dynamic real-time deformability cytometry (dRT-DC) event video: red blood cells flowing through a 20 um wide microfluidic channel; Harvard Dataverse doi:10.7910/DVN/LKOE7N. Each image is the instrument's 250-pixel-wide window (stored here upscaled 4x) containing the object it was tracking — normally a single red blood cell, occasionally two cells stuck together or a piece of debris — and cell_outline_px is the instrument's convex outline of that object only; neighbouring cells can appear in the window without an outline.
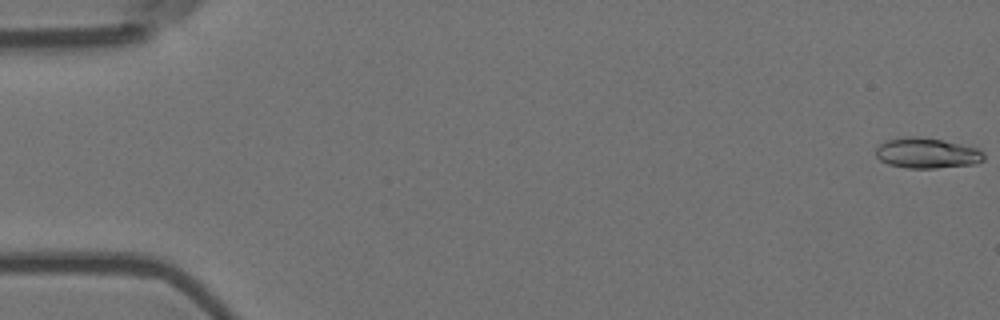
{"species": "Egyptian fruit bat (a non-hibernating species)", "species_latin": "Rousettus aegyptiacus", "temperature_condition": "room temperature", "stored_images_in_passage": 13, "camera_frame_rate_fps": 3000, "um_per_image_px": 0.085, "animal": {"sex": "female"}, "frame": {"image": 1, "passage_image": 1, "time_ms": 0.0, "image_size_px": [1000, 320], "cell_outline_px": [[984, 160], [976, 164], [936, 168], [908, 168], [888, 164], [880, 160], [876, 156], [876, 148], [880, 144], [888, 140], [908, 136], [916, 136], [940, 140], [960, 144], [976, 148], [984, 152]], "centroid_in_image_um": [78.79, 13.02], "position_along_channel_um": 6.2, "area_um2": 19.02}}